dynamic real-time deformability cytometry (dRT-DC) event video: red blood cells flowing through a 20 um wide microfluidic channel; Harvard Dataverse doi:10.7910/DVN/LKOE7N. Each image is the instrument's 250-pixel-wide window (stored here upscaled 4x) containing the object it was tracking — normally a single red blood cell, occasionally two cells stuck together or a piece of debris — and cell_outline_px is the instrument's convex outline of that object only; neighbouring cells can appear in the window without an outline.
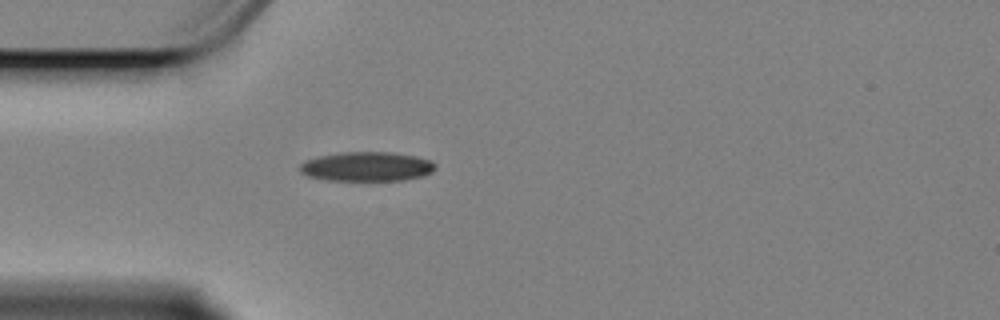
{"species": "Egyptian fruit bat (a non-hibernating species)", "species_latin": "Rousettus aegyptiacus", "temperature_condition": "cold", "stored_images_in_passage": 44, "camera_frame_rate_fps": 3000, "um_per_image_px": 0.085, "animal": {"sex": "female"}, "frame": {"image": 1, "passage_image": 1, "time_ms": 0.0, "image_size_px": [1000, 320], "cell_outline_px": [[436, 168], [432, 172], [420, 176], [404, 180], [328, 180], [308, 176], [300, 172], [300, 164], [308, 160], [320, 156], [340, 152], [392, 152], [416, 156], [432, 160], [436, 164]], "centroid_in_image_um": [31.22, 14.15], "position_along_channel_um": 53.8, "area_um2": 23.12}}
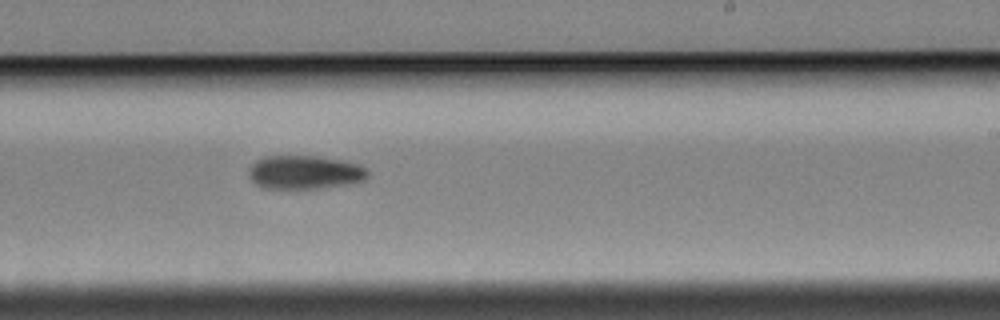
{"frame": {"image": 2, "passage_image": 20, "time_ms": 6.333, "image_size_px": [1000, 320], "cell_outline_px": [[368, 176], [364, 180], [352, 184], [320, 188], [264, 188], [256, 184], [248, 176], [248, 168], [256, 160], [264, 156], [316, 156], [340, 160], [360, 164], [368, 168]], "centroid_in_image_um": [25.92, 14.64], "position_along_channel_um": 263.1, "area_um2": 23.52}}
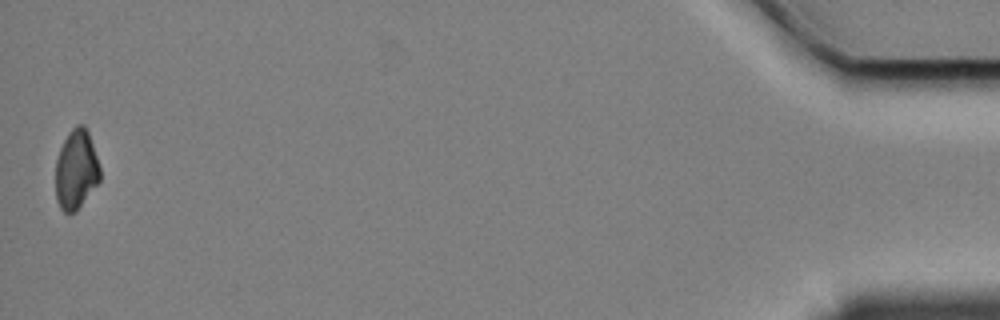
{"frame": {"image": 3, "passage_image": 43, "time_ms": 14.0, "image_size_px": [1000, 320], "cell_outline_px": [[100, 180], [76, 212], [64, 212], [60, 208], [56, 200], [56, 160], [60, 148], [68, 132], [76, 124], [84, 124], [88, 132], [100, 168]], "centroid_in_image_um": [6.46, 14.42], "position_along_channel_um": 428.7, "area_um2": 20.52}}